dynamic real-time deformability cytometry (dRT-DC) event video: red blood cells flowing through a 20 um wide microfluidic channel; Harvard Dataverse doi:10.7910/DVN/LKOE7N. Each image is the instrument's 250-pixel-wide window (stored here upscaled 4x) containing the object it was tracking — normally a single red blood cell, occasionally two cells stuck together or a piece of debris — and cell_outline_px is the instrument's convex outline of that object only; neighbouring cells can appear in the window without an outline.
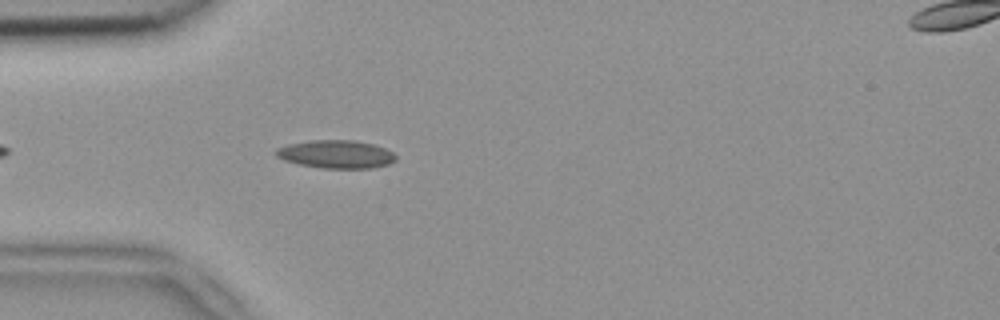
{"species": "common noctule bat (a hibernating species)", "species_latin": "Nyctalus noctula", "temperature_condition": "room temperature", "stored_images_in_passage": 5, "camera_frame_rate_fps": 3000, "um_per_image_px": 0.085, "animal": {"sex": "female", "body_mass_g": 18.4}, "frame": {"image": 1, "passage_image": 5, "time_ms": 1.333, "image_size_px": [1000, 320], "cell_outline_px": [[396, 160], [388, 164], [372, 168], [320, 168], [300, 164], [284, 160], [276, 156], [276, 148], [288, 144], [312, 140], [352, 140], [372, 144], [384, 148], [392, 152], [396, 156]], "centroid_in_image_um": [28.56, 13.11], "position_along_channel_um": 56.4, "area_um2": 19.48}}